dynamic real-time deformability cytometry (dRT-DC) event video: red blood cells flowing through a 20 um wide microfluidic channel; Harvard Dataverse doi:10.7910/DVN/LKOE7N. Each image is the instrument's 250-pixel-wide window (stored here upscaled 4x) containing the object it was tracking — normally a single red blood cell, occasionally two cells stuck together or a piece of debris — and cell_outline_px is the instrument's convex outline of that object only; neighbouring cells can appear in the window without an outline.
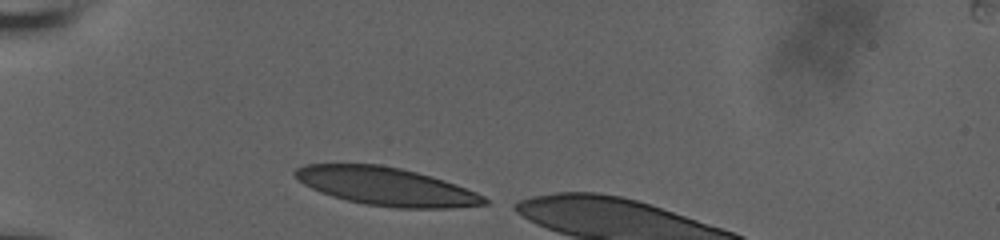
{"species": "human", "species_latin": "Homo sapiens", "temperature_condition": "room temperature", "stored_images_in_passage": 32, "camera_frame_rate_fps": 3000, "um_per_image_px": 0.085, "donor": {"sex": "male"}, "frame": {"image": 1, "passage_image": 1, "time_ms": 0.0, "image_size_px": [1000, 240], "cell_outline_px": [[488, 204], [448, 208], [400, 208], [364, 204], [332, 196], [320, 192], [304, 184], [292, 172], [296, 168], [304, 164], [380, 164], [400, 168], [432, 176], [456, 184], [476, 192], [484, 196], [488, 200]], "centroid_in_image_um": [32.84, 15.84], "position_along_channel_um": 52.2, "area_um2": 41.85}}
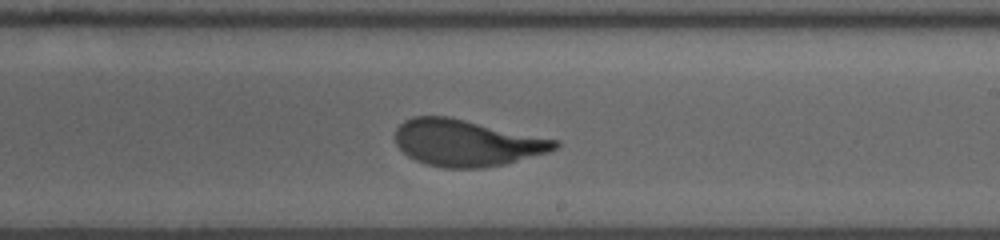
{"frame": {"image": 2, "passage_image": 19, "time_ms": 6.0, "image_size_px": [1000, 240], "cell_outline_px": [[560, 144], [556, 148], [548, 152], [504, 164], [484, 168], [444, 168], [424, 164], [408, 156], [396, 144], [396, 128], [404, 120], [412, 116], [448, 116], [560, 140]], "centroid_in_image_um": [39.66, 12.14], "position_along_channel_um": 249.3, "area_um2": 43.41}}
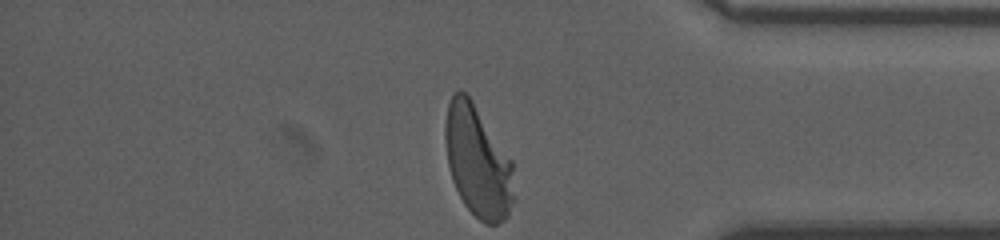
{"frame": {"image": 3, "passage_image": 32, "time_ms": 10.333, "image_size_px": [1000, 240], "cell_outline_px": [[516, 196], [508, 216], [504, 220], [496, 224], [488, 224], [480, 220], [464, 204], [452, 180], [448, 164], [444, 136], [444, 124], [448, 104], [452, 92], [460, 88], [472, 100], [512, 160]], "centroid_in_image_um": [40.62, 13.72], "position_along_channel_um": 394.6, "area_um2": 45.08}, "authors_computed_cell_mechanics": {"area_um2": 44.1592, "velocity_mm_per_s": 3.6985, "shape_relaxation_time_tau1_ms": 4.1552, "shape_relaxation_time_tau2_ms": null, "deformation_change_tau1": 0.1931, "deformation_change_tau2": null}}